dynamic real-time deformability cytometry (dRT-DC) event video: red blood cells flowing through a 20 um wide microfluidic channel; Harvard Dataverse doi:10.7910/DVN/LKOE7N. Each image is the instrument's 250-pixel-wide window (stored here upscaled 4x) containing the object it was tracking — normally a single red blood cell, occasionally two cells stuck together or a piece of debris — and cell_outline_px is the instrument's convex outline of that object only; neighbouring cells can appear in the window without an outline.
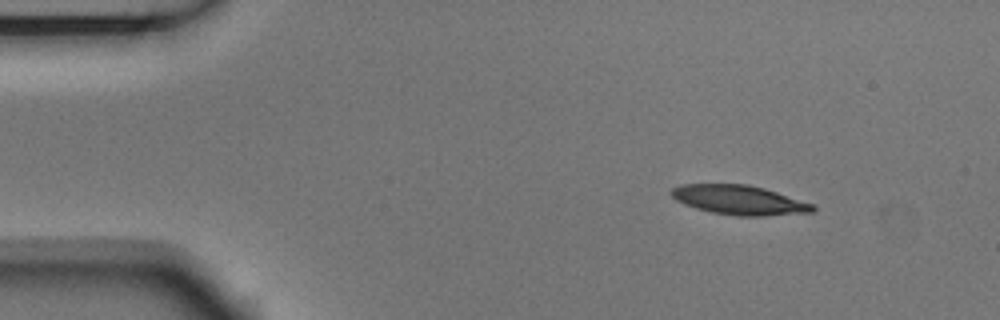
{"species": "Egyptian fruit bat (a non-hibernating species)", "species_latin": "Rousettus aegyptiacus", "temperature_condition": "room temperature", "stored_images_in_passage": 48, "camera_frame_rate_fps": 3000, "um_per_image_px": 0.085, "animal": {"sex": "male"}, "frame": {"image": 1, "passage_image": 1, "time_ms": 0.0, "image_size_px": [1000, 320], "cell_outline_px": [[816, 208], [812, 212], [764, 216], [736, 216], [712, 212], [696, 208], [684, 204], [676, 200], [668, 192], [672, 188], [680, 184], [748, 184], [764, 188], [812, 204]], "centroid_in_image_um": [62.78, 16.99], "position_along_channel_um": 22.2, "area_um2": 24.16}}
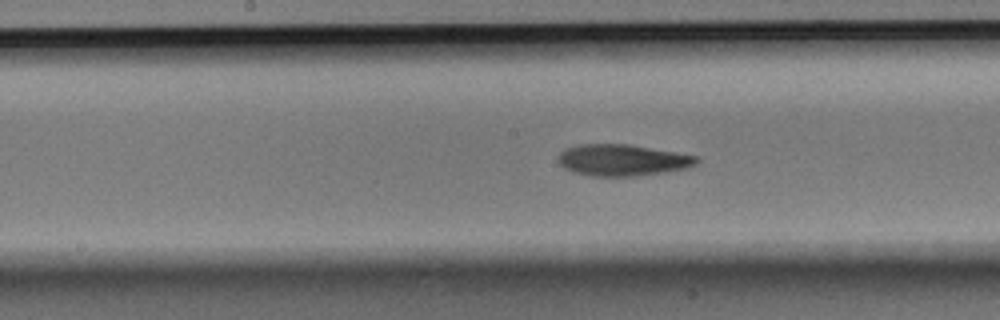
{"frame": {"image": 2, "passage_image": 21, "time_ms": 6.667, "image_size_px": [1000, 320], "cell_outline_px": [[700, 160], [696, 164], [688, 168], [664, 172], [636, 176], [592, 176], [572, 172], [564, 168], [560, 164], [560, 152], [564, 148], [580, 144], [628, 144], [696, 156]], "centroid_in_image_um": [52.89, 13.61], "position_along_channel_um": 195.3, "area_um2": 25.26}}
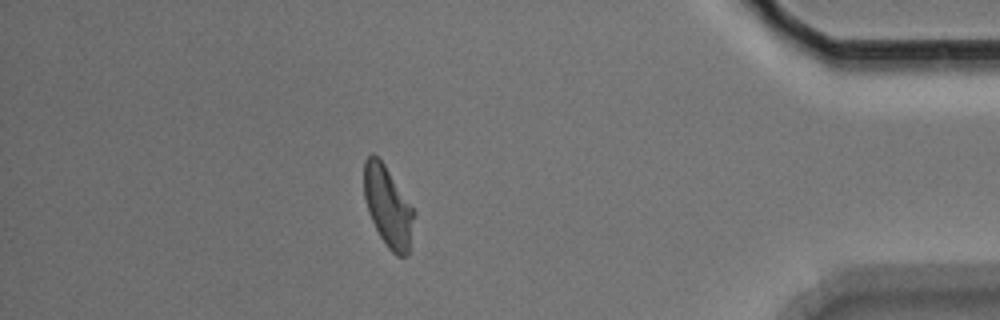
{"frame": {"image": 3, "passage_image": 41, "time_ms": 13.333, "image_size_px": [1000, 320], "cell_outline_px": [[416, 212], [408, 256], [396, 256], [388, 248], [380, 236], [368, 212], [364, 196], [364, 160], [372, 152], [384, 164]], "centroid_in_image_um": [32.99, 17.58], "position_along_channel_um": 402.2, "area_um2": 23.41}, "authors_computed_cell_mechanics": {"area_um2": 24.5939, "velocity_mm_per_s": 3.7301, "shape_relaxation_time_tau1_ms": 3.533, "shape_relaxation_time_tau2_ms": 6.3097, "deformation_change_tau1": 0.1703, "deformation_change_tau2": 0.1601}}